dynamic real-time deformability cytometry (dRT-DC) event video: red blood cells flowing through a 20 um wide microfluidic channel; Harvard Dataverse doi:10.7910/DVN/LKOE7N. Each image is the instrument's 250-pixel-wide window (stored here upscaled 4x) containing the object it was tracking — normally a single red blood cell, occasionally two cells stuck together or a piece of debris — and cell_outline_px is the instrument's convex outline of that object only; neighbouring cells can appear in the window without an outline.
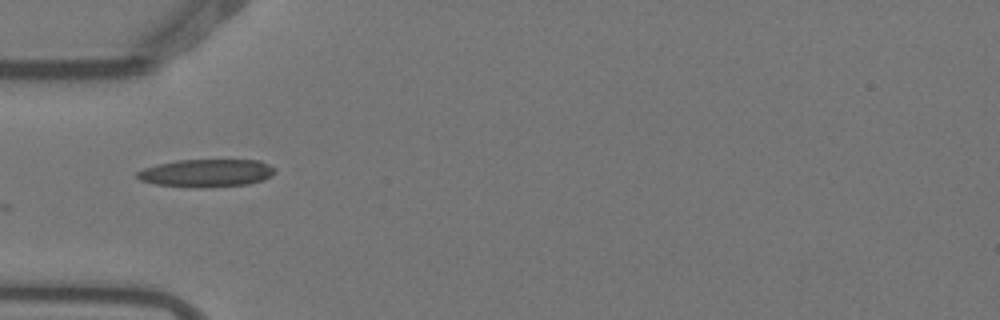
{"species": "Egyptian fruit bat (a non-hibernating species)", "species_latin": "Rousettus aegyptiacus", "temperature_condition": "warm", "stored_images_in_passage": 3, "camera_frame_rate_fps": 3000, "um_per_image_px": 0.085, "animal": {"sex": "female"}, "frame": {"image": 1, "passage_image": 1, "time_ms": 0.0, "image_size_px": [1000, 320], "cell_outline_px": [[276, 172], [272, 176], [264, 180], [248, 184], [204, 188], [192, 188], [156, 184], [140, 180], [136, 176], [136, 172], [144, 168], [156, 164], [176, 160], [260, 160], [276, 168]], "centroid_in_image_um": [17.56, 14.71], "position_along_channel_um": 67.4, "area_um2": 22.66}}
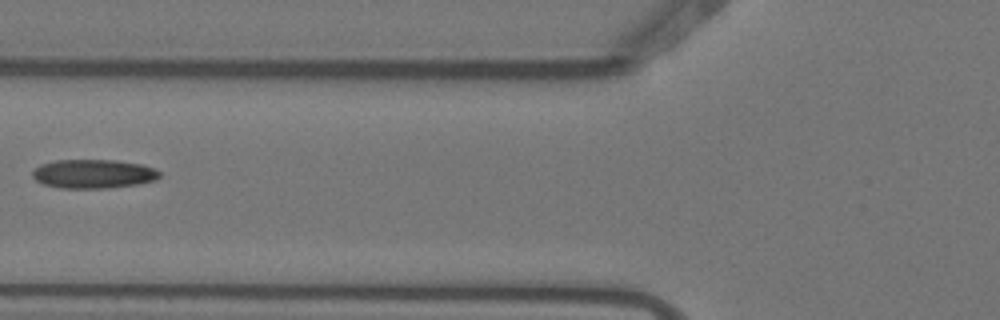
{"frame": {"image": 2, "passage_image": 2, "time_ms": 0.333, "image_size_px": [1000, 320], "cell_outline_px": [[160, 176], [156, 180], [140, 184], [108, 188], [60, 188], [44, 184], [36, 180], [32, 176], [32, 172], [40, 164], [56, 160], [116, 160], [144, 164], [156, 168], [160, 172]], "centroid_in_image_um": [7.99, 14.77], "position_along_channel_um": 117.8, "area_um2": 21.68}}
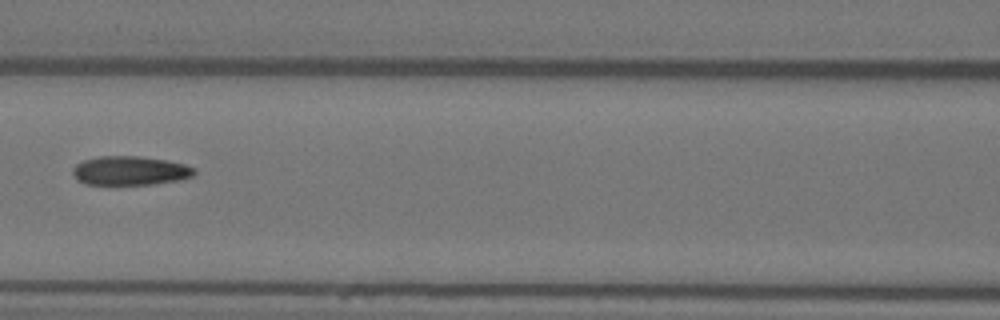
{"frame": {"image": 3, "passage_image": 3, "time_ms": 0.667, "image_size_px": [1000, 320], "cell_outline_px": [[196, 172], [192, 176], [180, 180], [152, 184], [84, 184], [76, 180], [72, 172], [72, 168], [76, 164], [84, 160], [100, 156], [140, 156], [164, 160], [184, 164], [196, 168]], "centroid_in_image_um": [11.04, 14.51], "position_along_channel_um": 155.6, "area_um2": 20.58}}